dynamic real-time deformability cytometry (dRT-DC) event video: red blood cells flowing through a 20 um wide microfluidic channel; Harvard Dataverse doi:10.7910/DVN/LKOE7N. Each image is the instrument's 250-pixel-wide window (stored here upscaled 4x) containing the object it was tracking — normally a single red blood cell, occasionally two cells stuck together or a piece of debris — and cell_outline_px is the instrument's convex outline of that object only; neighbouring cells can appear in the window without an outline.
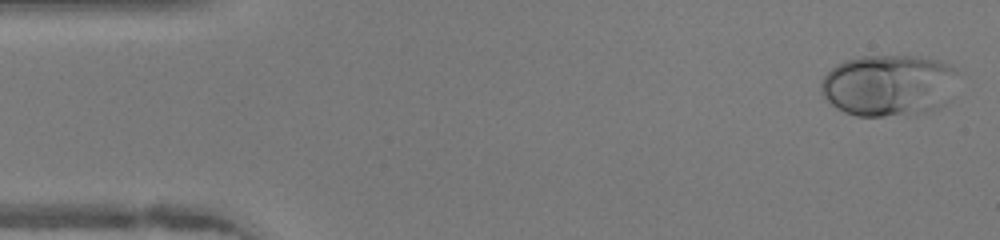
{"species": "human", "species_latin": "Homo sapiens", "temperature_condition": "warm", "stored_images_in_passage": 46, "camera_frame_rate_fps": 3000, "um_per_image_px": 0.085, "donor": {"sex": "female"}, "frame": {"image": 1, "passage_image": 1, "time_ms": 0.0, "image_size_px": [1000, 240], "cell_outline_px": [[956, 72], [944, 104], [936, 108], [916, 116], [856, 116], [844, 112], [836, 108], [820, 92], [820, 80], [836, 64], [844, 60], [860, 56], [924, 56], [940, 60], [956, 68]], "centroid_in_image_um": [75.48, 7.25], "position_along_channel_um": 9.5, "area_um2": 49.42}}
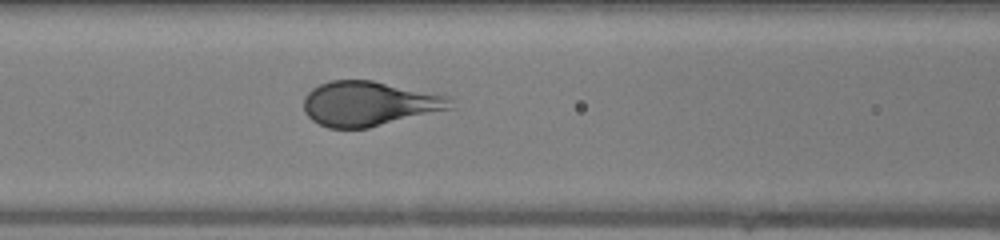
{"frame": {"image": 2, "passage_image": 18, "time_ms": 5.667, "image_size_px": [1000, 240], "cell_outline_px": [[456, 108], [368, 128], [328, 128], [312, 120], [304, 112], [304, 96], [312, 88], [320, 84], [332, 80], [372, 80], [448, 96], [452, 100]], "centroid_in_image_um": [31.39, 8.82], "position_along_channel_um": 135.2, "area_um2": 38.38}}
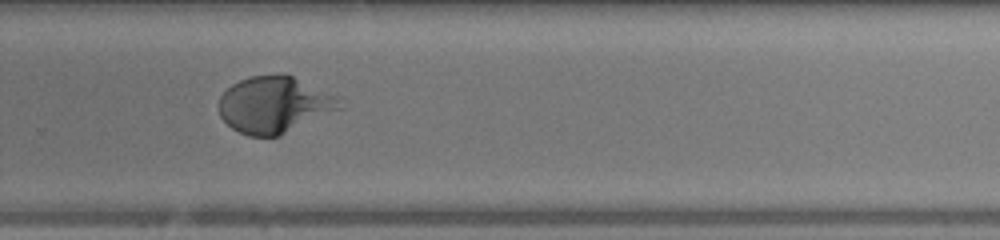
{"frame": {"image": 3, "passage_image": 30, "time_ms": 9.667, "image_size_px": [1000, 240], "cell_outline_px": [[344, 108], [280, 136], [248, 136], [232, 128], [220, 116], [220, 96], [232, 84], [240, 80], [252, 76], [280, 72], [284, 72], [340, 96]], "centroid_in_image_um": [23.39, 8.88], "position_along_channel_um": 306.4, "area_um2": 40.4}}